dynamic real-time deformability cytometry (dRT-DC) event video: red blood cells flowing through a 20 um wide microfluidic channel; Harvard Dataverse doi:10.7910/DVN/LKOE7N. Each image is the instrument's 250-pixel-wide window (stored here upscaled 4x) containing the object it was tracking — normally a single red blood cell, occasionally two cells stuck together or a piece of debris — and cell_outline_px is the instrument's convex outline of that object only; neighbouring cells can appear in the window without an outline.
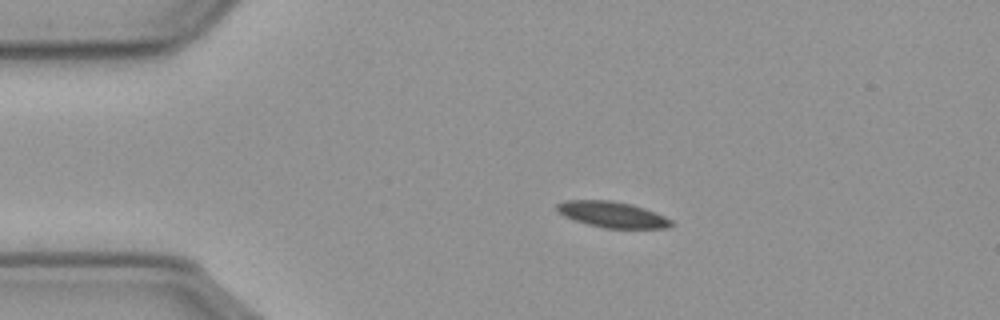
{"species": "common noctule bat (a hibernating species)", "species_latin": "Nyctalus noctula", "temperature_condition": "cold", "stored_images_in_passage": 47, "camera_frame_rate_fps": 3000, "um_per_image_px": 0.085, "animal": {"sex": "male", "body_mass_g": 23.1, "forearm_length_mm": 52.7}, "frame": {"image": 1, "passage_image": 1, "time_ms": 0.0, "image_size_px": [1000, 320], "cell_outline_px": [[672, 224], [668, 228], [604, 228], [588, 224], [564, 216], [556, 212], [556, 204], [564, 200], [612, 200], [632, 204], [644, 208], [664, 216], [672, 220]], "centroid_in_image_um": [52.01, 18.22], "position_along_channel_um": 33.0, "area_um2": 17.28}}
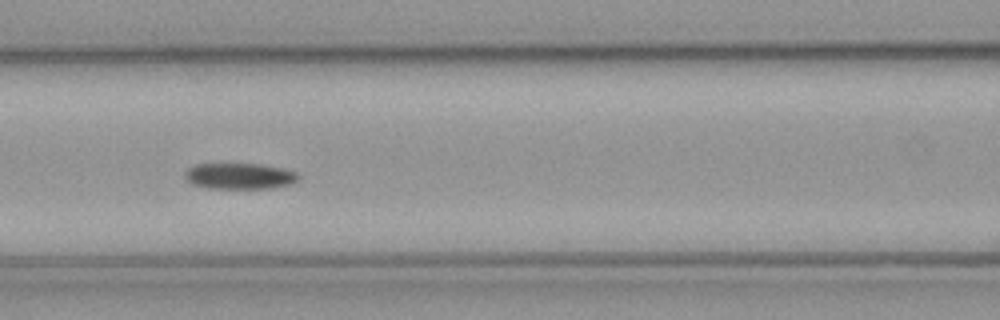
{"frame": {"image": 2, "passage_image": 14, "time_ms": 4.333, "image_size_px": [1000, 320], "cell_outline_px": [[300, 176], [292, 184], [272, 188], [208, 188], [192, 184], [184, 176], [184, 172], [188, 168], [196, 164], [260, 164], [280, 168], [296, 172]], "centroid_in_image_um": [20.35, 14.97], "position_along_channel_um": 146.3, "area_um2": 17.11}}
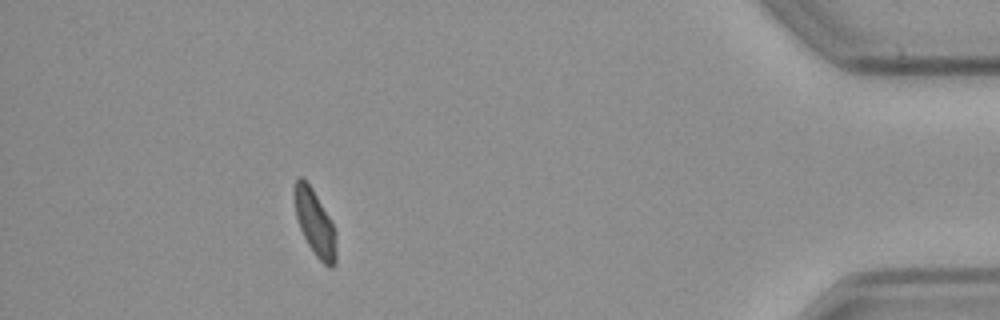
{"frame": {"image": 3, "passage_image": 41, "time_ms": 13.333, "image_size_px": [1000, 320], "cell_outline_px": [[336, 264], [332, 268], [328, 268], [316, 256], [308, 244], [300, 228], [296, 216], [292, 192], [296, 180], [300, 176], [312, 188], [332, 220], [336, 232]], "centroid_in_image_um": [26.78, 18.96], "position_along_channel_um": 408.4, "area_um2": 16.24}}